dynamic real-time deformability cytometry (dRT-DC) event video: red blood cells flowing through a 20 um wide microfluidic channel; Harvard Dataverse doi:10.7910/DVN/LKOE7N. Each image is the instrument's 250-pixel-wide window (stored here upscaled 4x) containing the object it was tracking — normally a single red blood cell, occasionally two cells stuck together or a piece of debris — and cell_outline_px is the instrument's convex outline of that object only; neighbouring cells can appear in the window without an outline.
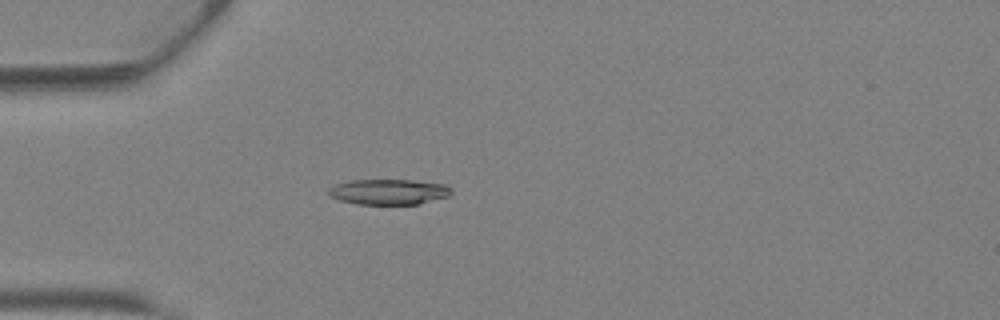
{"species": "Egyptian fruit bat (a non-hibernating species)", "species_latin": "Rousettus aegyptiacus", "temperature_condition": "warm", "stored_images_in_passage": 42, "camera_frame_rate_fps": 3000, "um_per_image_px": 0.085, "animal": {"sex": "female"}, "frame": {"image": 1, "passage_image": 13, "time_ms": 4.0, "image_size_px": [1000, 320], "cell_outline_px": [[452, 192], [448, 196], [420, 204], [356, 204], [340, 200], [328, 196], [328, 188], [336, 184], [352, 180], [412, 180], [448, 184], [452, 188]], "centroid_in_image_um": [33.06, 16.3], "position_along_channel_um": 51.9, "area_um2": 18.38}}
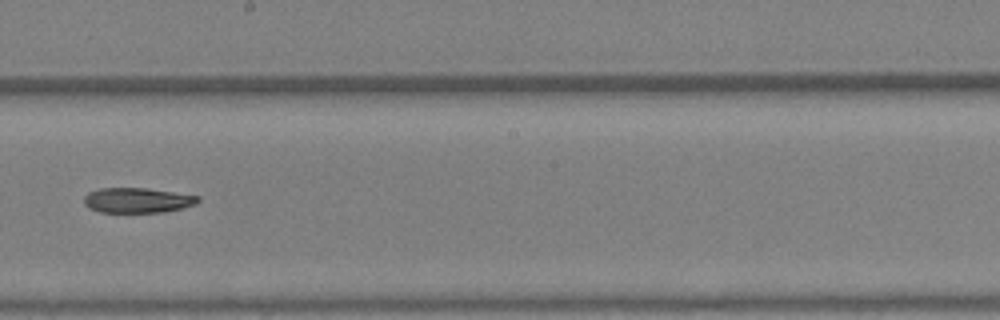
{"frame": {"image": 2, "passage_image": 25, "time_ms": 8.0, "image_size_px": [1000, 320], "cell_outline_px": [[200, 200], [196, 204], [164, 212], [100, 212], [88, 208], [84, 204], [84, 196], [88, 192], [100, 188], [144, 188], [200, 196]], "centroid_in_image_um": [11.64, 17.02], "position_along_channel_um": 236.6, "area_um2": 16.59}}
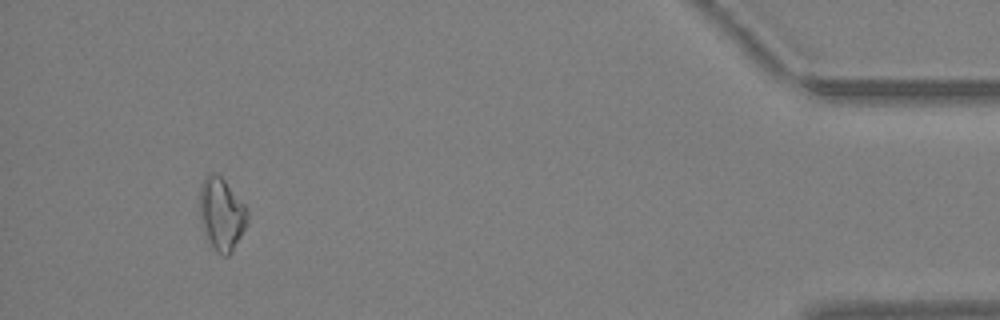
{"frame": {"image": 3, "passage_image": 40, "time_ms": 13.0, "image_size_px": [1000, 320], "cell_outline_px": [[248, 220], [232, 252], [228, 256], [224, 256], [216, 252], [208, 244], [200, 220], [200, 184], [204, 176], [208, 172], [212, 172], [220, 176], [224, 180], [244, 204], [248, 212]], "centroid_in_image_um": [18.8, 18.2], "position_along_channel_um": 416.4, "area_um2": 20.29}}